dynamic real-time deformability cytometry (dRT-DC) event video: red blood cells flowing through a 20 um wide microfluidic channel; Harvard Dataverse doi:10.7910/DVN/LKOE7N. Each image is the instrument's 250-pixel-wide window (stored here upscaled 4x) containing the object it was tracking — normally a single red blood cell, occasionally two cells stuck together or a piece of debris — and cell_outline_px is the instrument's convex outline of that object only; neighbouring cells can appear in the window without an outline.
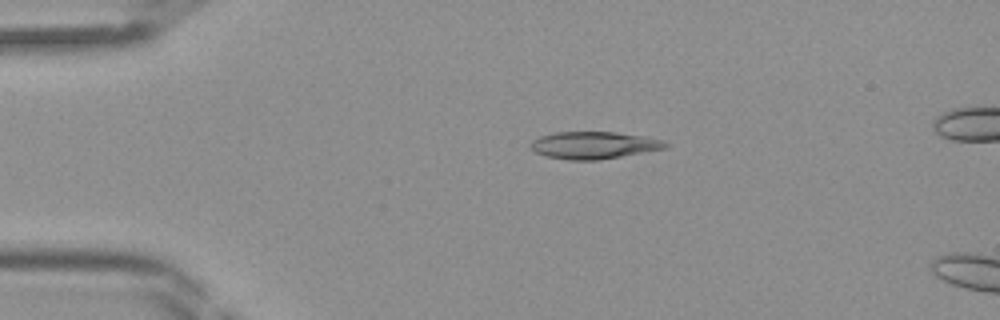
{"species": "Egyptian fruit bat (a non-hibernating species)", "species_latin": "Rousettus aegyptiacus", "temperature_condition": "room temperature", "stored_images_in_passage": 44, "segment_of_instrument_passage": [1, 2], "camera_frame_rate_fps": 3000, "um_per_image_px": 0.085, "frame": {"image": 1, "passage_image": 9, "time_ms": 2.667, "image_size_px": [1000, 320], "cell_outline_px": [[668, 144], [664, 148], [600, 160], [568, 160], [548, 156], [536, 152], [528, 144], [532, 140], [540, 136], [556, 132], [616, 132], [644, 136], [664, 140]], "centroid_in_image_um": [50.45, 12.33], "position_along_channel_um": 34.5, "area_um2": 21.21}}
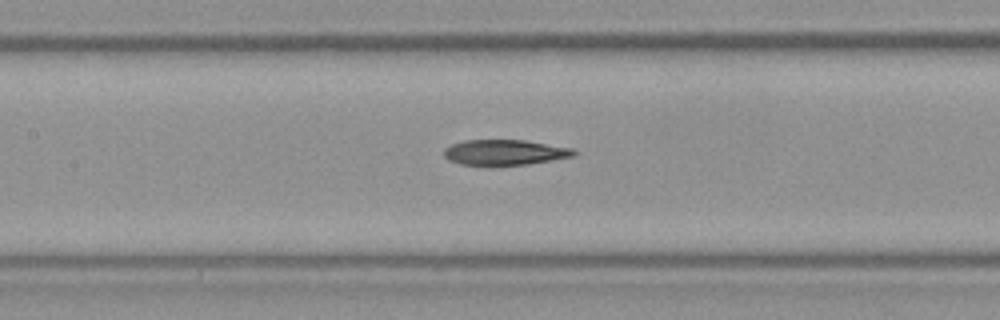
{"frame": {"image": 2, "passage_image": 20, "time_ms": 6.333, "image_size_px": [1000, 320], "cell_outline_px": [[580, 152], [576, 156], [528, 164], [460, 164], [448, 160], [444, 156], [444, 148], [452, 144], [464, 140], [524, 140], [572, 148]], "centroid_in_image_um": [42.94, 12.94], "position_along_channel_um": 164.5, "area_um2": 19.07}}
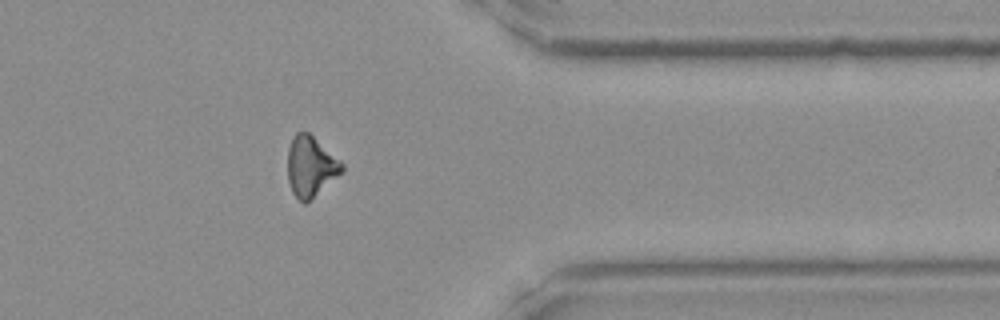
{"frame": {"image": 3, "passage_image": 35, "time_ms": 11.333, "image_size_px": [1000, 320], "cell_outline_px": [[344, 172], [304, 204], [292, 192], [288, 180], [288, 148], [292, 136], [296, 132], [308, 132], [340, 160], [344, 164]], "centroid_in_image_um": [26.41, 14.14], "position_along_channel_um": 385.0, "area_um2": 19.02}}